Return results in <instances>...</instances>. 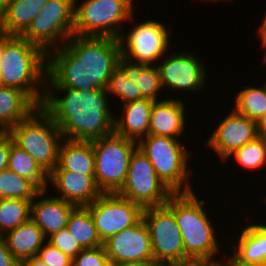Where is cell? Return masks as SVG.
<instances>
[{
    "label": "cell",
    "mask_w": 266,
    "mask_h": 266,
    "mask_svg": "<svg viewBox=\"0 0 266 266\" xmlns=\"http://www.w3.org/2000/svg\"><path fill=\"white\" fill-rule=\"evenodd\" d=\"M46 241L57 247L71 259H74L83 250L67 228L51 234L47 237Z\"/></svg>",
    "instance_id": "836d02e7"
},
{
    "label": "cell",
    "mask_w": 266,
    "mask_h": 266,
    "mask_svg": "<svg viewBox=\"0 0 266 266\" xmlns=\"http://www.w3.org/2000/svg\"><path fill=\"white\" fill-rule=\"evenodd\" d=\"M109 258L102 246L92 249H83L73 259L72 266H109Z\"/></svg>",
    "instance_id": "e575fe53"
},
{
    "label": "cell",
    "mask_w": 266,
    "mask_h": 266,
    "mask_svg": "<svg viewBox=\"0 0 266 266\" xmlns=\"http://www.w3.org/2000/svg\"><path fill=\"white\" fill-rule=\"evenodd\" d=\"M183 51H171L172 53H167L162 61L157 63L162 89L172 93L181 91L184 95L185 92L190 94L193 91L195 94L201 93L209 79L206 62L204 63L205 60L202 61V57L196 56L194 52Z\"/></svg>",
    "instance_id": "4fadbf2b"
},
{
    "label": "cell",
    "mask_w": 266,
    "mask_h": 266,
    "mask_svg": "<svg viewBox=\"0 0 266 266\" xmlns=\"http://www.w3.org/2000/svg\"><path fill=\"white\" fill-rule=\"evenodd\" d=\"M4 86L24 91L38 106L45 97L47 54L21 36H13L4 46L0 62Z\"/></svg>",
    "instance_id": "277c9868"
},
{
    "label": "cell",
    "mask_w": 266,
    "mask_h": 266,
    "mask_svg": "<svg viewBox=\"0 0 266 266\" xmlns=\"http://www.w3.org/2000/svg\"><path fill=\"white\" fill-rule=\"evenodd\" d=\"M120 266H170L169 264L156 260L154 257L143 260V261H136V262H129L122 264Z\"/></svg>",
    "instance_id": "f35d334b"
},
{
    "label": "cell",
    "mask_w": 266,
    "mask_h": 266,
    "mask_svg": "<svg viewBox=\"0 0 266 266\" xmlns=\"http://www.w3.org/2000/svg\"><path fill=\"white\" fill-rule=\"evenodd\" d=\"M7 1L8 0H0V33L4 32V25L7 15Z\"/></svg>",
    "instance_id": "b9f144b4"
},
{
    "label": "cell",
    "mask_w": 266,
    "mask_h": 266,
    "mask_svg": "<svg viewBox=\"0 0 266 266\" xmlns=\"http://www.w3.org/2000/svg\"><path fill=\"white\" fill-rule=\"evenodd\" d=\"M86 207L102 243L114 234L137 224L143 218L144 211L142 206L117 193H102Z\"/></svg>",
    "instance_id": "5bb4252c"
},
{
    "label": "cell",
    "mask_w": 266,
    "mask_h": 266,
    "mask_svg": "<svg viewBox=\"0 0 266 266\" xmlns=\"http://www.w3.org/2000/svg\"><path fill=\"white\" fill-rule=\"evenodd\" d=\"M52 171L95 175L92 141H74L64 138L59 146L58 164Z\"/></svg>",
    "instance_id": "7402d4cb"
},
{
    "label": "cell",
    "mask_w": 266,
    "mask_h": 266,
    "mask_svg": "<svg viewBox=\"0 0 266 266\" xmlns=\"http://www.w3.org/2000/svg\"><path fill=\"white\" fill-rule=\"evenodd\" d=\"M196 193V191L174 193L165 204L174 213L182 235L185 266L191 264L224 266L228 250L222 251L221 248L224 246L218 240L220 234L208 215L210 214L206 210L208 208H205L207 203L199 199ZM221 254L223 257H219Z\"/></svg>",
    "instance_id": "3957f363"
},
{
    "label": "cell",
    "mask_w": 266,
    "mask_h": 266,
    "mask_svg": "<svg viewBox=\"0 0 266 266\" xmlns=\"http://www.w3.org/2000/svg\"><path fill=\"white\" fill-rule=\"evenodd\" d=\"M0 266H20V261L7 248L2 235H0Z\"/></svg>",
    "instance_id": "74e56055"
},
{
    "label": "cell",
    "mask_w": 266,
    "mask_h": 266,
    "mask_svg": "<svg viewBox=\"0 0 266 266\" xmlns=\"http://www.w3.org/2000/svg\"><path fill=\"white\" fill-rule=\"evenodd\" d=\"M135 23L119 38L122 57L133 63L157 65V61L170 52L169 46L174 44L173 38L169 37L170 27L157 19Z\"/></svg>",
    "instance_id": "30bf717a"
},
{
    "label": "cell",
    "mask_w": 266,
    "mask_h": 266,
    "mask_svg": "<svg viewBox=\"0 0 266 266\" xmlns=\"http://www.w3.org/2000/svg\"><path fill=\"white\" fill-rule=\"evenodd\" d=\"M134 1L75 0L74 35L119 39L124 32L123 24H132L136 19Z\"/></svg>",
    "instance_id": "52a82bcc"
},
{
    "label": "cell",
    "mask_w": 266,
    "mask_h": 266,
    "mask_svg": "<svg viewBox=\"0 0 266 266\" xmlns=\"http://www.w3.org/2000/svg\"><path fill=\"white\" fill-rule=\"evenodd\" d=\"M199 1H200V0H199ZM201 1H207L208 3H209V1H210V2L212 1L211 3L214 2V4H215V2H216V3L221 2V1H222V2H225V1H226V2L228 1V2H229V1H231V0H201Z\"/></svg>",
    "instance_id": "f6af8a7d"
},
{
    "label": "cell",
    "mask_w": 266,
    "mask_h": 266,
    "mask_svg": "<svg viewBox=\"0 0 266 266\" xmlns=\"http://www.w3.org/2000/svg\"><path fill=\"white\" fill-rule=\"evenodd\" d=\"M264 54L262 55L263 56V64H266V47L264 48Z\"/></svg>",
    "instance_id": "7dc6e473"
},
{
    "label": "cell",
    "mask_w": 266,
    "mask_h": 266,
    "mask_svg": "<svg viewBox=\"0 0 266 266\" xmlns=\"http://www.w3.org/2000/svg\"><path fill=\"white\" fill-rule=\"evenodd\" d=\"M13 142L8 132H0V171L8 168L9 151Z\"/></svg>",
    "instance_id": "8d00e7d4"
},
{
    "label": "cell",
    "mask_w": 266,
    "mask_h": 266,
    "mask_svg": "<svg viewBox=\"0 0 266 266\" xmlns=\"http://www.w3.org/2000/svg\"><path fill=\"white\" fill-rule=\"evenodd\" d=\"M155 101L142 99L122 104L114 118V132L138 142L148 135L151 109Z\"/></svg>",
    "instance_id": "44dd1931"
},
{
    "label": "cell",
    "mask_w": 266,
    "mask_h": 266,
    "mask_svg": "<svg viewBox=\"0 0 266 266\" xmlns=\"http://www.w3.org/2000/svg\"><path fill=\"white\" fill-rule=\"evenodd\" d=\"M117 194L147 208L165 205L174 193L158 177L148 157L137 148L131 156L126 181Z\"/></svg>",
    "instance_id": "8fae6325"
},
{
    "label": "cell",
    "mask_w": 266,
    "mask_h": 266,
    "mask_svg": "<svg viewBox=\"0 0 266 266\" xmlns=\"http://www.w3.org/2000/svg\"><path fill=\"white\" fill-rule=\"evenodd\" d=\"M8 133L14 143L28 152L49 174L58 164L63 135L51 116L41 107L14 125Z\"/></svg>",
    "instance_id": "8992f818"
},
{
    "label": "cell",
    "mask_w": 266,
    "mask_h": 266,
    "mask_svg": "<svg viewBox=\"0 0 266 266\" xmlns=\"http://www.w3.org/2000/svg\"><path fill=\"white\" fill-rule=\"evenodd\" d=\"M109 97L106 89L45 88L41 107L59 127L63 138L93 141L114 132L116 114Z\"/></svg>",
    "instance_id": "7a4b0ae2"
},
{
    "label": "cell",
    "mask_w": 266,
    "mask_h": 266,
    "mask_svg": "<svg viewBox=\"0 0 266 266\" xmlns=\"http://www.w3.org/2000/svg\"><path fill=\"white\" fill-rule=\"evenodd\" d=\"M103 247L110 264L114 266L154 257L150 232L143 218L137 224L108 238L103 242Z\"/></svg>",
    "instance_id": "2e32d148"
},
{
    "label": "cell",
    "mask_w": 266,
    "mask_h": 266,
    "mask_svg": "<svg viewBox=\"0 0 266 266\" xmlns=\"http://www.w3.org/2000/svg\"><path fill=\"white\" fill-rule=\"evenodd\" d=\"M121 57L117 38L72 35L47 54L45 88L106 89Z\"/></svg>",
    "instance_id": "6da1fadb"
},
{
    "label": "cell",
    "mask_w": 266,
    "mask_h": 266,
    "mask_svg": "<svg viewBox=\"0 0 266 266\" xmlns=\"http://www.w3.org/2000/svg\"><path fill=\"white\" fill-rule=\"evenodd\" d=\"M3 238L7 248L19 261L38 255L47 240L31 219L5 233Z\"/></svg>",
    "instance_id": "cb8c5ba5"
},
{
    "label": "cell",
    "mask_w": 266,
    "mask_h": 266,
    "mask_svg": "<svg viewBox=\"0 0 266 266\" xmlns=\"http://www.w3.org/2000/svg\"><path fill=\"white\" fill-rule=\"evenodd\" d=\"M143 219L150 232L154 258L170 266H185L182 235L174 213L166 205L147 207Z\"/></svg>",
    "instance_id": "7c38bea8"
},
{
    "label": "cell",
    "mask_w": 266,
    "mask_h": 266,
    "mask_svg": "<svg viewBox=\"0 0 266 266\" xmlns=\"http://www.w3.org/2000/svg\"><path fill=\"white\" fill-rule=\"evenodd\" d=\"M48 189L41 190L31 203L30 219L42 230L47 238L67 227L72 211L77 207L72 203L49 196Z\"/></svg>",
    "instance_id": "d6986e66"
},
{
    "label": "cell",
    "mask_w": 266,
    "mask_h": 266,
    "mask_svg": "<svg viewBox=\"0 0 266 266\" xmlns=\"http://www.w3.org/2000/svg\"><path fill=\"white\" fill-rule=\"evenodd\" d=\"M262 24L259 26L258 28V35H259V39H260V43H261V48H265L266 47V11L264 14V18L262 19Z\"/></svg>",
    "instance_id": "60d3db41"
},
{
    "label": "cell",
    "mask_w": 266,
    "mask_h": 266,
    "mask_svg": "<svg viewBox=\"0 0 266 266\" xmlns=\"http://www.w3.org/2000/svg\"><path fill=\"white\" fill-rule=\"evenodd\" d=\"M118 64L125 70L128 80L138 84L145 99L153 101L163 100L161 98L165 97L164 94L159 98L163 93V89L157 65L133 63L123 57L119 59Z\"/></svg>",
    "instance_id": "d4e9b609"
},
{
    "label": "cell",
    "mask_w": 266,
    "mask_h": 266,
    "mask_svg": "<svg viewBox=\"0 0 266 266\" xmlns=\"http://www.w3.org/2000/svg\"><path fill=\"white\" fill-rule=\"evenodd\" d=\"M38 107L24 91L14 87H1L0 132H8Z\"/></svg>",
    "instance_id": "603a6c76"
},
{
    "label": "cell",
    "mask_w": 266,
    "mask_h": 266,
    "mask_svg": "<svg viewBox=\"0 0 266 266\" xmlns=\"http://www.w3.org/2000/svg\"><path fill=\"white\" fill-rule=\"evenodd\" d=\"M187 266H215V265H211V264H191V265H187Z\"/></svg>",
    "instance_id": "bcb514c9"
},
{
    "label": "cell",
    "mask_w": 266,
    "mask_h": 266,
    "mask_svg": "<svg viewBox=\"0 0 266 266\" xmlns=\"http://www.w3.org/2000/svg\"><path fill=\"white\" fill-rule=\"evenodd\" d=\"M74 11L75 0H48L21 37L48 54L74 35Z\"/></svg>",
    "instance_id": "9c48e42d"
},
{
    "label": "cell",
    "mask_w": 266,
    "mask_h": 266,
    "mask_svg": "<svg viewBox=\"0 0 266 266\" xmlns=\"http://www.w3.org/2000/svg\"><path fill=\"white\" fill-rule=\"evenodd\" d=\"M107 92L111 98L119 99L121 104L145 99L137 83L128 80L125 70L118 64L108 81Z\"/></svg>",
    "instance_id": "d6a6232c"
},
{
    "label": "cell",
    "mask_w": 266,
    "mask_h": 266,
    "mask_svg": "<svg viewBox=\"0 0 266 266\" xmlns=\"http://www.w3.org/2000/svg\"><path fill=\"white\" fill-rule=\"evenodd\" d=\"M167 97L160 101H155L150 114V124L148 135H158L181 139L185 133L186 117L185 113L189 109L185 108V100L174 96ZM188 111V112H186ZM180 137V138H179Z\"/></svg>",
    "instance_id": "ffe728a7"
},
{
    "label": "cell",
    "mask_w": 266,
    "mask_h": 266,
    "mask_svg": "<svg viewBox=\"0 0 266 266\" xmlns=\"http://www.w3.org/2000/svg\"><path fill=\"white\" fill-rule=\"evenodd\" d=\"M12 37V35H9L7 33H0V62L3 56L4 46Z\"/></svg>",
    "instance_id": "7bdbcfd3"
},
{
    "label": "cell",
    "mask_w": 266,
    "mask_h": 266,
    "mask_svg": "<svg viewBox=\"0 0 266 266\" xmlns=\"http://www.w3.org/2000/svg\"><path fill=\"white\" fill-rule=\"evenodd\" d=\"M41 190L29 179L9 168L0 171V199H23L33 201Z\"/></svg>",
    "instance_id": "f546056e"
},
{
    "label": "cell",
    "mask_w": 266,
    "mask_h": 266,
    "mask_svg": "<svg viewBox=\"0 0 266 266\" xmlns=\"http://www.w3.org/2000/svg\"><path fill=\"white\" fill-rule=\"evenodd\" d=\"M206 143L222 164L234 151L259 136L257 122L233 109L219 120Z\"/></svg>",
    "instance_id": "9a60e30c"
},
{
    "label": "cell",
    "mask_w": 266,
    "mask_h": 266,
    "mask_svg": "<svg viewBox=\"0 0 266 266\" xmlns=\"http://www.w3.org/2000/svg\"><path fill=\"white\" fill-rule=\"evenodd\" d=\"M261 223H244L240 236H235L237 243H230L231 255L228 252L224 266L266 265V223Z\"/></svg>",
    "instance_id": "e0dca14e"
},
{
    "label": "cell",
    "mask_w": 266,
    "mask_h": 266,
    "mask_svg": "<svg viewBox=\"0 0 266 266\" xmlns=\"http://www.w3.org/2000/svg\"><path fill=\"white\" fill-rule=\"evenodd\" d=\"M8 168L31 180L40 190L47 189L48 173L25 150L14 142L10 146Z\"/></svg>",
    "instance_id": "4316f807"
},
{
    "label": "cell",
    "mask_w": 266,
    "mask_h": 266,
    "mask_svg": "<svg viewBox=\"0 0 266 266\" xmlns=\"http://www.w3.org/2000/svg\"><path fill=\"white\" fill-rule=\"evenodd\" d=\"M48 0H8L4 33L21 36Z\"/></svg>",
    "instance_id": "484cf974"
},
{
    "label": "cell",
    "mask_w": 266,
    "mask_h": 266,
    "mask_svg": "<svg viewBox=\"0 0 266 266\" xmlns=\"http://www.w3.org/2000/svg\"><path fill=\"white\" fill-rule=\"evenodd\" d=\"M66 228L83 249H92L103 245L86 206H78L72 211Z\"/></svg>",
    "instance_id": "83f0119b"
},
{
    "label": "cell",
    "mask_w": 266,
    "mask_h": 266,
    "mask_svg": "<svg viewBox=\"0 0 266 266\" xmlns=\"http://www.w3.org/2000/svg\"><path fill=\"white\" fill-rule=\"evenodd\" d=\"M258 126V134L260 136L266 137V114L263 118L257 123Z\"/></svg>",
    "instance_id": "ee69618b"
},
{
    "label": "cell",
    "mask_w": 266,
    "mask_h": 266,
    "mask_svg": "<svg viewBox=\"0 0 266 266\" xmlns=\"http://www.w3.org/2000/svg\"><path fill=\"white\" fill-rule=\"evenodd\" d=\"M20 266H49L44 263L37 255L20 261Z\"/></svg>",
    "instance_id": "ab89813d"
},
{
    "label": "cell",
    "mask_w": 266,
    "mask_h": 266,
    "mask_svg": "<svg viewBox=\"0 0 266 266\" xmlns=\"http://www.w3.org/2000/svg\"><path fill=\"white\" fill-rule=\"evenodd\" d=\"M50 183V184H49ZM58 192V198L72 203L75 206H88L94 202L102 191L95 182V175H85L72 171H51L48 174V185Z\"/></svg>",
    "instance_id": "ac0fdd59"
},
{
    "label": "cell",
    "mask_w": 266,
    "mask_h": 266,
    "mask_svg": "<svg viewBox=\"0 0 266 266\" xmlns=\"http://www.w3.org/2000/svg\"><path fill=\"white\" fill-rule=\"evenodd\" d=\"M37 256L49 266H72L73 263V259L47 241L43 244Z\"/></svg>",
    "instance_id": "d590c367"
},
{
    "label": "cell",
    "mask_w": 266,
    "mask_h": 266,
    "mask_svg": "<svg viewBox=\"0 0 266 266\" xmlns=\"http://www.w3.org/2000/svg\"><path fill=\"white\" fill-rule=\"evenodd\" d=\"M137 147L148 157L158 177L173 193L195 190L190 182L194 171L189 164L192 152L181 139L147 135L137 142Z\"/></svg>",
    "instance_id": "5b68a950"
},
{
    "label": "cell",
    "mask_w": 266,
    "mask_h": 266,
    "mask_svg": "<svg viewBox=\"0 0 266 266\" xmlns=\"http://www.w3.org/2000/svg\"><path fill=\"white\" fill-rule=\"evenodd\" d=\"M233 158L236 164H238L237 166L240 165L239 167H242L244 172L246 170L250 172L266 169V138L259 135L240 149L234 151L224 162Z\"/></svg>",
    "instance_id": "4dcf8cb0"
},
{
    "label": "cell",
    "mask_w": 266,
    "mask_h": 266,
    "mask_svg": "<svg viewBox=\"0 0 266 266\" xmlns=\"http://www.w3.org/2000/svg\"><path fill=\"white\" fill-rule=\"evenodd\" d=\"M4 84H3V81H2V78H1V75H0V88L3 87Z\"/></svg>",
    "instance_id": "c3c4849f"
},
{
    "label": "cell",
    "mask_w": 266,
    "mask_h": 266,
    "mask_svg": "<svg viewBox=\"0 0 266 266\" xmlns=\"http://www.w3.org/2000/svg\"><path fill=\"white\" fill-rule=\"evenodd\" d=\"M95 182L102 193H117L124 185L137 142L113 132L92 141Z\"/></svg>",
    "instance_id": "ba28073f"
},
{
    "label": "cell",
    "mask_w": 266,
    "mask_h": 266,
    "mask_svg": "<svg viewBox=\"0 0 266 266\" xmlns=\"http://www.w3.org/2000/svg\"><path fill=\"white\" fill-rule=\"evenodd\" d=\"M31 203L23 199H0V235L30 219Z\"/></svg>",
    "instance_id": "1f68e13d"
},
{
    "label": "cell",
    "mask_w": 266,
    "mask_h": 266,
    "mask_svg": "<svg viewBox=\"0 0 266 266\" xmlns=\"http://www.w3.org/2000/svg\"><path fill=\"white\" fill-rule=\"evenodd\" d=\"M246 86L235 96L233 110L257 123L266 114V87Z\"/></svg>",
    "instance_id": "f1b7e54d"
}]
</instances>
